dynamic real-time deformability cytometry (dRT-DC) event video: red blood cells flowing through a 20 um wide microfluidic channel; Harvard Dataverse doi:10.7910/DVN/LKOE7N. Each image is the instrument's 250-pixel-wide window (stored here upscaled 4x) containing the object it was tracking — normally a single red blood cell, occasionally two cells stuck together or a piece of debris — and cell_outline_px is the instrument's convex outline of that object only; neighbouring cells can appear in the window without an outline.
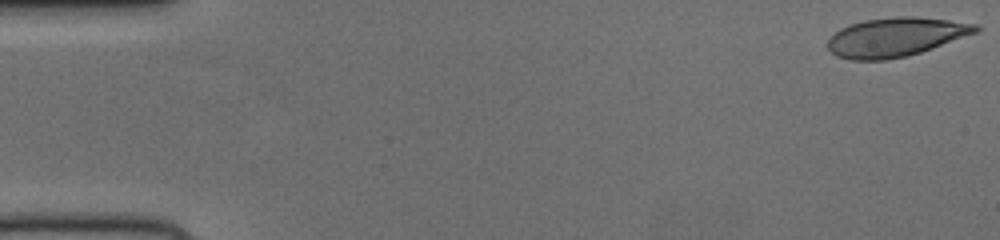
{"species": "human", "species_latin": "Homo sapiens", "temperature_condition": "cold", "stored_images_in_passage": 52, "camera_frame_rate_fps": 3000, "um_per_image_px": 0.085, "donor": {"sex": "female"}, "frame": {"image": 1, "passage_image": 1, "time_ms": 0.0, "image_size_px": [1000, 240], "cell_outline_px": [[980, 32], [908, 56], [884, 60], [848, 60], [836, 56], [828, 48], [828, 40], [840, 28], [864, 20], [896, 16], [916, 16], [948, 20], [976, 24], [980, 28]], "centroid_in_image_um": [76.15, 3.15], "position_along_channel_um": 8.8, "area_um2": 33.64}}
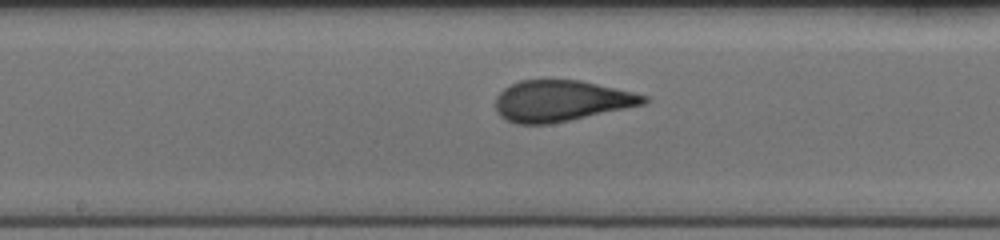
{"frame": {"image": 2, "passage_image": 27, "time_ms": 8.667, "image_size_px": [1000, 240], "cell_outline_px": [[652, 100], [644, 104], [568, 120], [548, 124], [516, 124], [504, 120], [496, 112], [496, 96], [508, 84], [520, 80], [580, 80], [632, 92], [648, 96]], "centroid_in_image_um": [47.65, 8.57], "position_along_channel_um": 200.6, "area_um2": 35.37}}
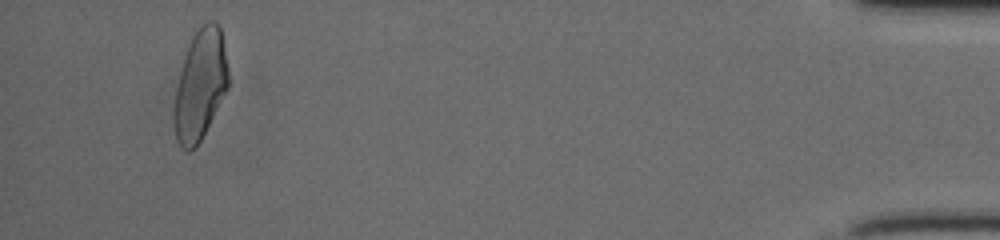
{"frame": {"image": 3, "passage_image": 49, "time_ms": 16.0, "image_size_px": [1000, 240], "cell_outline_px": [[228, 88], [196, 148], [188, 152], [180, 148], [176, 140], [172, 120], [172, 112], [176, 88], [184, 56], [188, 44], [192, 36], [208, 20], [216, 20], [220, 28], [228, 68]], "centroid_in_image_um": [16.98, 7.27], "position_along_channel_um": 418.2, "area_um2": 35.03}}